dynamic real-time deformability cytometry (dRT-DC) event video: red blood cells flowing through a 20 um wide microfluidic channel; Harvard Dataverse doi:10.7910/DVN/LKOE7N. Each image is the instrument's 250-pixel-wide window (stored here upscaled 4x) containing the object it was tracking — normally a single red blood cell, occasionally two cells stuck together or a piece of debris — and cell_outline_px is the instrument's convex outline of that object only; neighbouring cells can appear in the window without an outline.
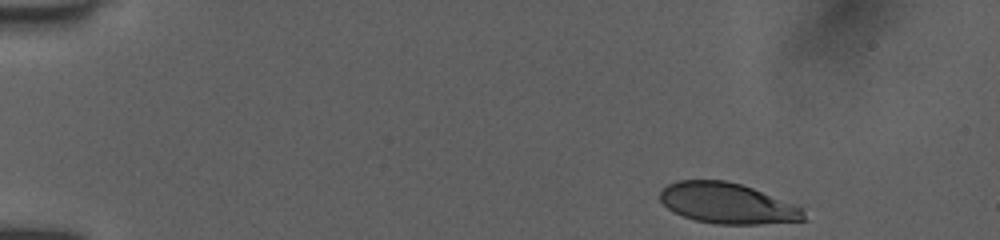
{"species": "human", "species_latin": "Homo sapiens", "temperature_condition": "room temperature", "stored_images_in_passage": 46, "camera_frame_rate_fps": 3000, "um_per_image_px": 0.085, "donor": {"sex": "female"}, "frame": {"image": 1, "passage_image": 1, "time_ms": 0.0, "image_size_px": [1000, 240], "cell_outline_px": [[808, 220], [756, 224], [716, 224], [696, 220], [684, 216], [668, 208], [660, 200], [660, 192], [668, 184], [676, 180], [724, 180], [740, 184], [752, 188], [804, 208]], "centroid_in_image_um": [61.85, 17.28], "position_along_channel_um": 23.1, "area_um2": 33.87}}
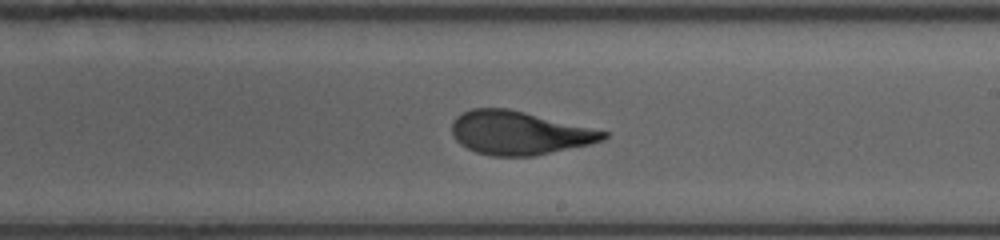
{"frame": {"image": 2, "passage_image": 26, "time_ms": 8.333, "image_size_px": [1000, 240], "cell_outline_px": [[608, 136], [604, 140], [588, 144], [536, 156], [492, 156], [476, 152], [460, 144], [452, 136], [452, 120], [456, 116], [472, 108], [508, 108], [608, 132]], "centroid_in_image_um": [44.09, 11.3], "position_along_channel_um": 244.9, "area_um2": 38.21}}
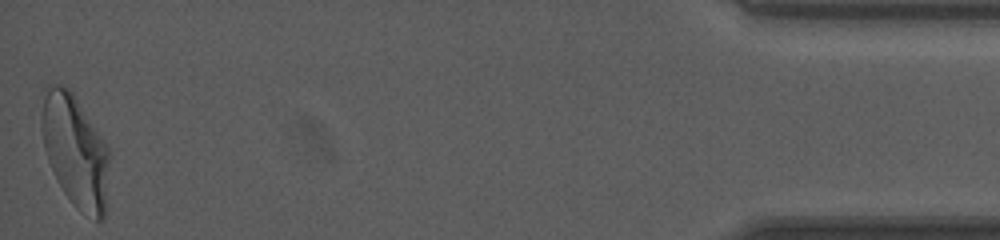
{"frame": {"image": 3, "passage_image": 46, "time_ms": 15.0, "image_size_px": [1000, 240], "cell_outline_px": [[108, 208], [104, 220], [96, 220], [80, 212], [72, 204], [56, 180], [48, 160], [44, 148], [40, 120], [40, 116], [44, 96], [48, 84], [60, 84], [68, 88], [72, 92], [108, 148]], "centroid_in_image_um": [6.4, 12.91], "position_along_channel_um": 428.8, "area_um2": 44.51}, "authors_computed_cell_mechanics": {"area_um2": 38.4948, "velocity_mm_per_s": 3.9788, "shape_relaxation_time_tau1_ms": 4.5835, "shape_relaxation_time_tau2_ms": 0.8523, "deformation_change_tau1": 0.1907, "deformation_change_tau2": 0.074}}